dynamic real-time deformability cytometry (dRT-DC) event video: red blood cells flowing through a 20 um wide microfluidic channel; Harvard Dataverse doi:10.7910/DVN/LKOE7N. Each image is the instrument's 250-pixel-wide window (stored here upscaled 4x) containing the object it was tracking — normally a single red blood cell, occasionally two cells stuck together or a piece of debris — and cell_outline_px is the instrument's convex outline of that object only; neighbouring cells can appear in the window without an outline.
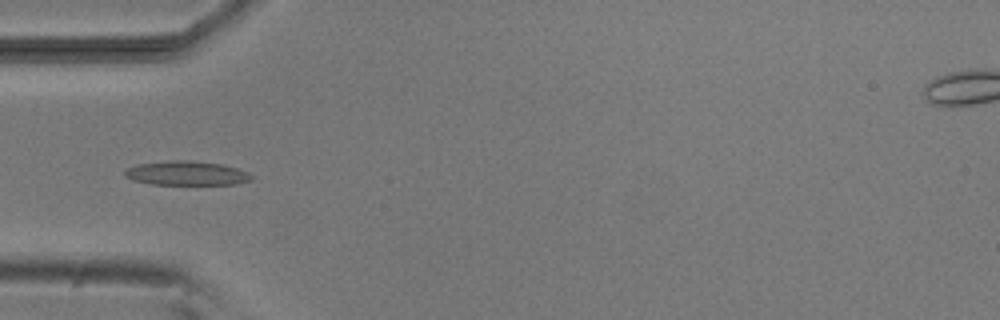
{"species": "common noctule bat (a hibernating species)", "species_latin": "Nyctalus noctula", "temperature_condition": "room temperature", "stored_images_in_passage": 6, "camera_frame_rate_fps": 3000, "um_per_image_px": 0.085, "animal": {"sex": "male", "body_mass_g": 20.5, "forearm_length_mm": 52.5}, "frame": {"image": 1, "passage_image": 5, "time_ms": 4.667, "image_size_px": [1000, 320], "cell_outline_px": [[252, 180], [236, 184], [152, 184], [132, 180], [124, 176], [124, 172], [128, 168], [136, 164], [172, 160], [192, 160], [220, 164], [236, 168], [248, 172], [252, 176]], "centroid_in_image_um": [15.84, 14.72], "position_along_channel_um": 69.2, "area_um2": 17.8}}
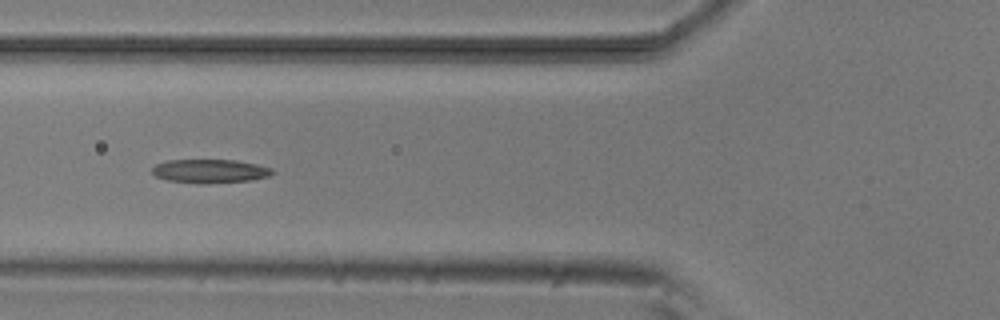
{"frame": {"image": 2, "passage_image": 6, "time_ms": 5.667, "image_size_px": [1000, 320], "cell_outline_px": [[276, 172], [268, 176], [252, 180], [168, 180], [156, 176], [152, 172], [152, 168], [156, 164], [168, 160], [236, 160], [256, 164], [272, 168]], "centroid_in_image_um": [17.89, 14.47], "position_along_channel_um": 107.9, "area_um2": 15.37}}